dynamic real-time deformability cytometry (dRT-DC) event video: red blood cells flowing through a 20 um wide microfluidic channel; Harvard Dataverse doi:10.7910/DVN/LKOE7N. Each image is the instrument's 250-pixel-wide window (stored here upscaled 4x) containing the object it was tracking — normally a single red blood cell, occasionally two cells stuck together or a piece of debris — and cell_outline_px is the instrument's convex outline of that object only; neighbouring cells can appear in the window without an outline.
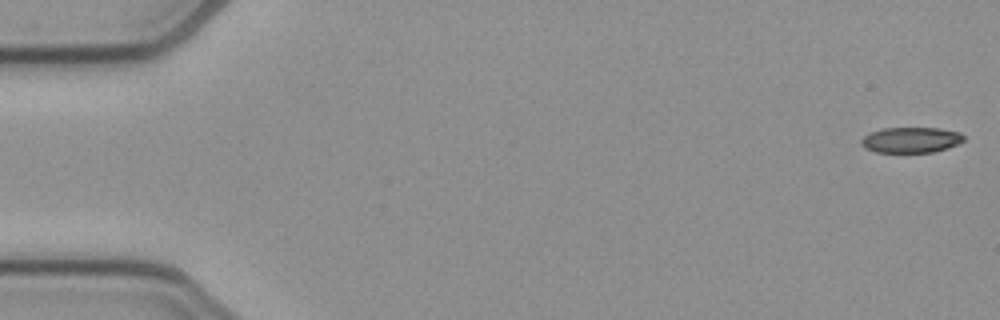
{"species": "common noctule bat (a hibernating species)", "species_latin": "Nyctalus noctula", "temperature_condition": "cold", "stored_images_in_passage": 46, "camera_frame_rate_fps": 3000, "um_per_image_px": 0.085, "animal": {"sex": "female", "body_mass_g": 21.9}, "frame": {"image": 1, "passage_image": 1, "time_ms": 0.0, "image_size_px": [1000, 320], "cell_outline_px": [[964, 140], [948, 148], [932, 152], [876, 152], [864, 148], [860, 144], [860, 140], [864, 136], [872, 132], [884, 128], [940, 128], [960, 132], [964, 136]], "centroid_in_image_um": [77.42, 11.89], "position_along_channel_um": 7.6, "area_um2": 15.26}}
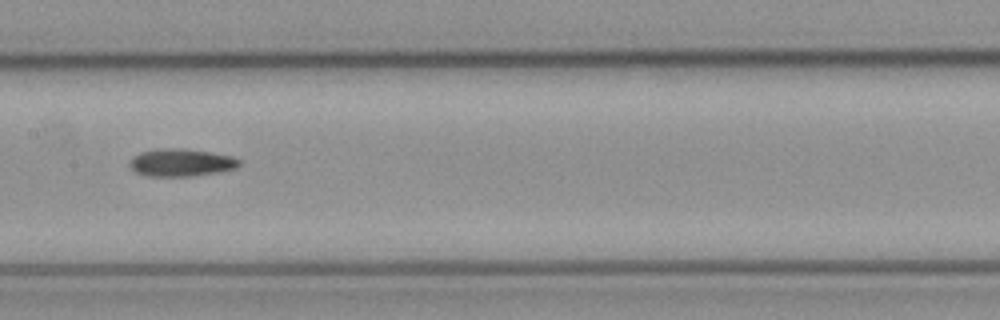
{"frame": {"image": 2, "passage_image": 26, "time_ms": 8.333, "image_size_px": [1000, 320], "cell_outline_px": [[240, 164], [236, 168], [216, 172], [192, 176], [148, 176], [136, 172], [128, 164], [132, 156], [140, 152], [156, 148], [184, 148], [212, 152], [232, 156], [240, 160]], "centroid_in_image_um": [15.37, 13.8], "position_along_channel_um": 192.0, "area_um2": 17.74}}
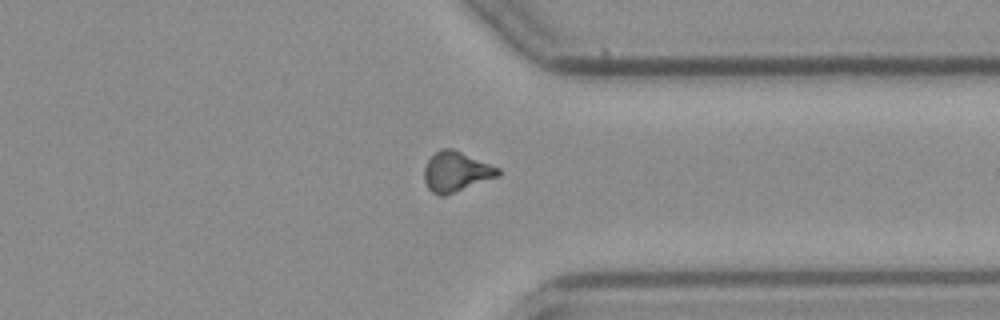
{"frame": {"image": 3, "passage_image": 40, "time_ms": 13.0, "image_size_px": [1000, 320], "cell_outline_px": [[500, 176], [444, 196], [440, 196], [432, 192], [428, 188], [424, 180], [424, 168], [428, 160], [440, 148], [452, 148], [500, 168]], "centroid_in_image_um": [38.77, 14.6], "position_along_channel_um": 372.6, "area_um2": 17.22}}